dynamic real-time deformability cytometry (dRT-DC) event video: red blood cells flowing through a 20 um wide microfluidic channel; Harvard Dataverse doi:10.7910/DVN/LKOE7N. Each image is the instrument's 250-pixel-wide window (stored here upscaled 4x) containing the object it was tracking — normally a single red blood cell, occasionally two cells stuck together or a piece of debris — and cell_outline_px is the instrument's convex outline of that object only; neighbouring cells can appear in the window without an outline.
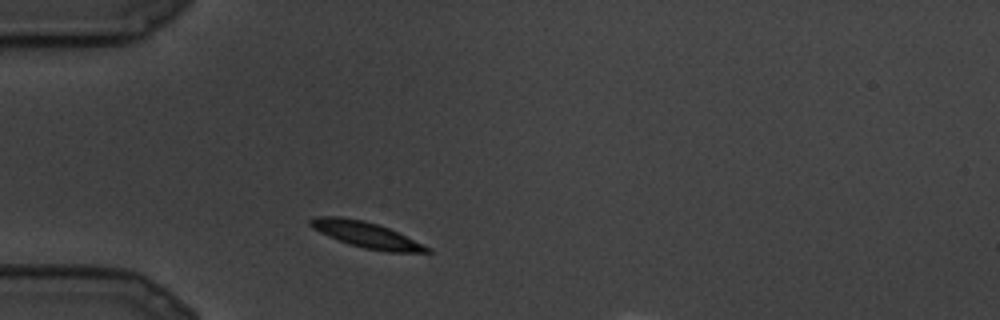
{"species": "common noctule bat (a hibernating species)", "species_latin": "Nyctalus noctula", "temperature_condition": "cold", "stored_images_in_passage": 4, "camera_frame_rate_fps": 3000, "um_per_image_px": 0.085, "animal": {"sex": "male", "body_mass_g": 19.5, "forearm_length_mm": 54.6}, "frame": {"image": 1, "passage_image": 2, "time_ms": 0.333, "image_size_px": [1000, 320], "cell_outline_px": [[432, 252], [388, 252], [364, 248], [348, 244], [328, 236], [312, 228], [308, 224], [308, 220], [312, 216], [340, 216], [364, 220], [388, 228], [432, 248]], "centroid_in_image_um": [31.08, 19.94], "position_along_channel_um": 53.9, "area_um2": 17.63}}
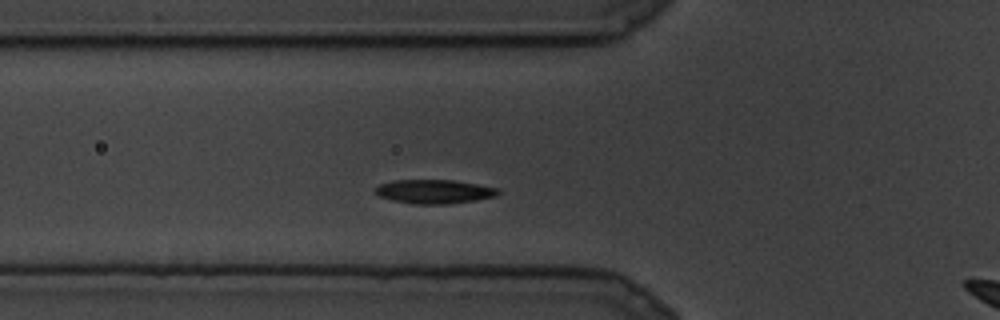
{"frame": {"image": 2, "passage_image": 4, "time_ms": 1.0, "image_size_px": [1000, 320], "cell_outline_px": [[500, 192], [496, 196], [476, 200], [448, 204], [416, 204], [392, 200], [380, 196], [372, 188], [380, 184], [392, 180], [452, 180], [476, 184], [496, 188]], "centroid_in_image_um": [36.87, 16.28], "position_along_channel_um": 88.9, "area_um2": 17.05}}